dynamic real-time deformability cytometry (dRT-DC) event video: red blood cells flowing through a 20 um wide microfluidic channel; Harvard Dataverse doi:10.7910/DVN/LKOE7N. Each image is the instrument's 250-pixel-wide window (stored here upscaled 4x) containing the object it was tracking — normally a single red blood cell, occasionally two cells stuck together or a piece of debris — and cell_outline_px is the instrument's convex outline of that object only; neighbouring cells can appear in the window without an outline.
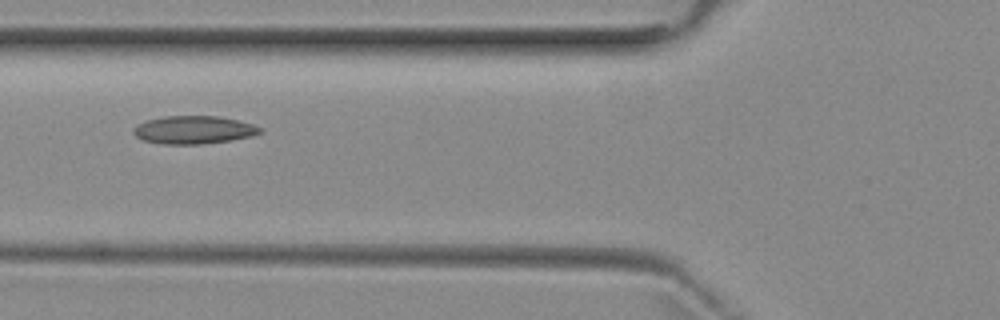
{"species": "common noctule bat (a hibernating species)", "species_latin": "Nyctalus noctula", "temperature_condition": "room temperature", "stored_images_in_passage": 5, "camera_frame_rate_fps": 3000, "um_per_image_px": 0.085, "animal": {"sex": "female", "body_mass_g": 29.2, "forearm_length_mm": 56.3}, "frame": {"image": 1, "passage_image": 5, "time_ms": 4.667, "image_size_px": [1000, 320], "cell_outline_px": [[264, 132], [252, 136], [228, 140], [200, 144], [164, 144], [144, 140], [136, 136], [132, 132], [132, 128], [136, 124], [144, 120], [164, 116], [220, 116], [252, 124], [264, 128]], "centroid_in_image_um": [16.45, 11.03], "position_along_channel_um": 109.4, "area_um2": 20.75}}